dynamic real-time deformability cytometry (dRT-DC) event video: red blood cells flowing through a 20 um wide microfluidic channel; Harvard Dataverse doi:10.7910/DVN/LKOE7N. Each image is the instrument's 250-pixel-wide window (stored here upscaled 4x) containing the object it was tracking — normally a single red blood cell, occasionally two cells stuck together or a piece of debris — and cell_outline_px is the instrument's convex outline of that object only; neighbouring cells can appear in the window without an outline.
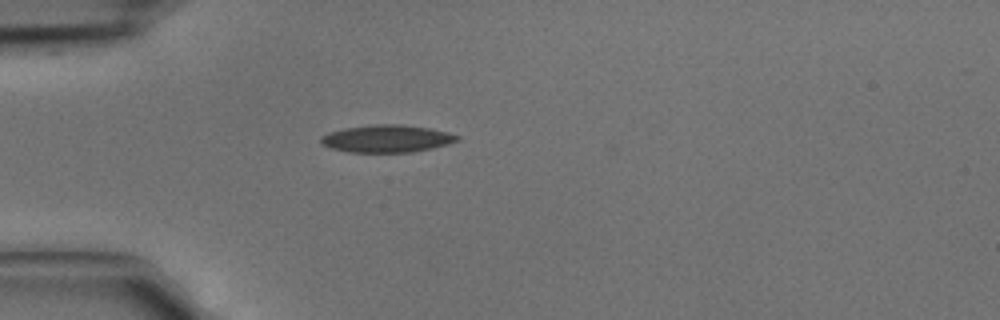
{"species": "common noctule bat (a hibernating species)", "species_latin": "Nyctalus noctula", "temperature_condition": "cold", "stored_images_in_passage": 1, "camera_frame_rate_fps": 3000, "um_per_image_px": 0.085, "animal": {"sex": "male", "body_mass_g": 15.6}, "frame": {"image": 1, "passage_image": 1, "time_ms": 0.0, "image_size_px": [1000, 320], "cell_outline_px": [[460, 140], [448, 144], [432, 148], [412, 152], [348, 152], [328, 148], [320, 144], [320, 136], [328, 132], [344, 128], [376, 124], [400, 124], [428, 128], [448, 132], [460, 136]], "centroid_in_image_um": [32.84, 11.79], "position_along_channel_um": 52.2, "area_um2": 21.96}}